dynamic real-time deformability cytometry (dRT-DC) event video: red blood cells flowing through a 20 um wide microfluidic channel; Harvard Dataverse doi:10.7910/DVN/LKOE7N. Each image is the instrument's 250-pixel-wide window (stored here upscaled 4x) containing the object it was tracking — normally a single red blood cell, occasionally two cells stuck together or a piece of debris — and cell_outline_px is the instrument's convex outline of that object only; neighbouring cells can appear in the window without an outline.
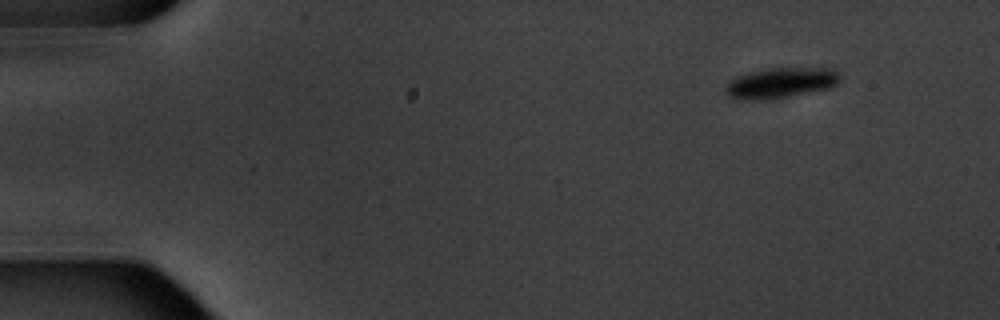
{"species": "common noctule bat (a hibernating species)", "species_latin": "Nyctalus noctula", "temperature_condition": "warm", "stored_images_in_passage": 7, "camera_frame_rate_fps": 3000, "um_per_image_px": 0.085, "animal": {"sex": "male", "body_mass_g": 20.1, "forearm_length_mm": 53.5}, "frame": {"image": 1, "passage_image": 1, "time_ms": 0.0, "image_size_px": [1000, 320], "cell_outline_px": [[840, 80], [832, 88], [772, 100], [760, 100], [728, 96], [724, 92], [724, 88], [736, 76], [768, 68], [832, 68], [840, 76]], "centroid_in_image_um": [66.41, 7.05], "position_along_channel_um": 18.6, "area_um2": 20.29}}
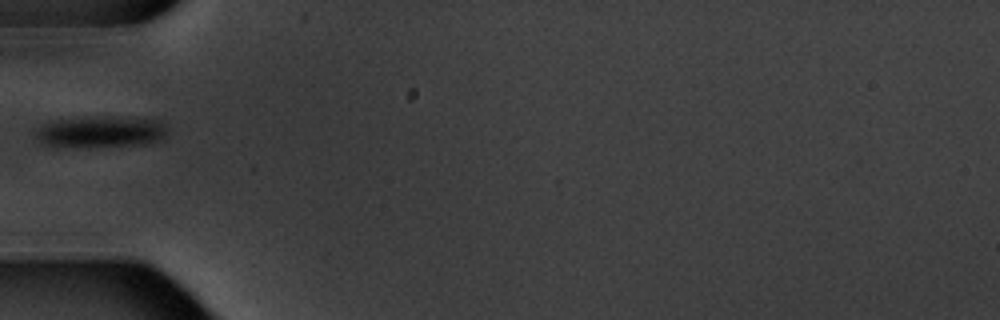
{"frame": {"image": 2, "passage_image": 5, "time_ms": 4.667, "image_size_px": [1000, 320], "cell_outline_px": [[168, 132], [160, 140], [148, 144], [44, 144], [36, 140], [36, 132], [44, 124], [52, 120], [92, 116], [108, 116], [164, 120], [168, 124]], "centroid_in_image_um": [8.69, 11.12], "position_along_channel_um": 76.3, "area_um2": 23.35}}